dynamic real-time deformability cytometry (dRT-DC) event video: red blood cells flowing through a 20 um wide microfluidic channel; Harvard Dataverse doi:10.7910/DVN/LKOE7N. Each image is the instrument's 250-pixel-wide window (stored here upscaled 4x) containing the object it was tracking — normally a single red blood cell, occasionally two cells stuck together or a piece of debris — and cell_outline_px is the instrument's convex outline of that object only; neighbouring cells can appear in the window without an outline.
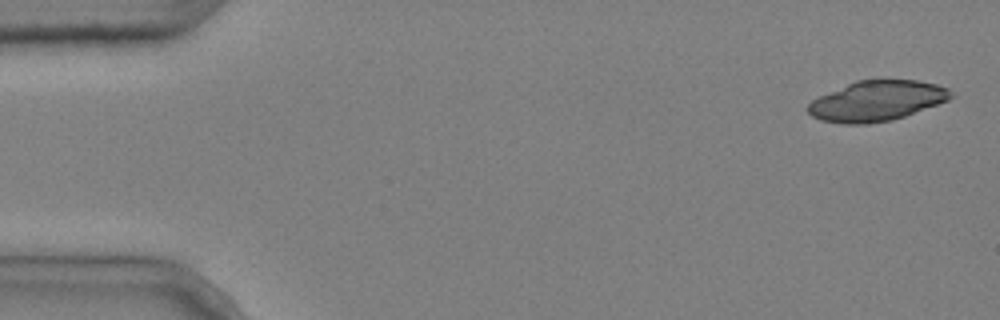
{"species": "common noctule bat (a hibernating species)", "species_latin": "Nyctalus noctula", "temperature_condition": "cold", "stored_images_in_passage": 7, "camera_frame_rate_fps": 3000, "um_per_image_px": 0.085, "animal": {"sex": "male", "body_mass_g": 20.4}, "frame": {"image": 1, "passage_image": 1, "time_ms": 0.0, "image_size_px": [1000, 320], "cell_outline_px": [[956, 96], [948, 100], [904, 116], [892, 120], [868, 124], [840, 124], [820, 120], [812, 116], [804, 108], [812, 100], [820, 96], [856, 80], [916, 80], [936, 84], [948, 88]], "centroid_in_image_um": [74.51, 8.59], "position_along_channel_um": 10.5, "area_um2": 33.52}}